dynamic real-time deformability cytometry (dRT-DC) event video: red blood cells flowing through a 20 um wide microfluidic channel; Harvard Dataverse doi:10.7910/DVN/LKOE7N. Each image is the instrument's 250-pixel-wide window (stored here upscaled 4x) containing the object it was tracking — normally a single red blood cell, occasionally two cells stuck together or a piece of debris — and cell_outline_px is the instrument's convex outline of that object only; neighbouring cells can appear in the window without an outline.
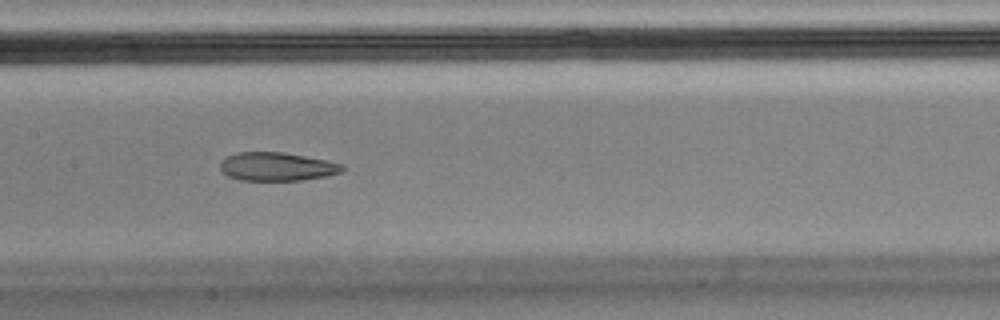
{"species": "Egyptian fruit bat (a non-hibernating species)", "species_latin": "Rousettus aegyptiacus", "temperature_condition": "cold", "stored_images_in_passage": 33, "camera_frame_rate_fps": 3000, "um_per_image_px": 0.085, "animal": {"sex": "male"}, "frame": {"image": 1, "passage_image": 10, "time_ms": 3.0, "image_size_px": [1000, 320], "cell_outline_px": [[344, 168], [340, 172], [328, 176], [304, 180], [240, 180], [228, 176], [220, 168], [220, 160], [236, 152], [284, 152], [344, 164]], "centroid_in_image_um": [23.53, 14.16], "position_along_channel_um": 183.9, "area_um2": 20.23}}